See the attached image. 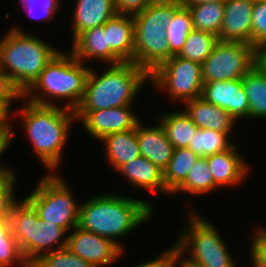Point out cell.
I'll return each mask as SVG.
<instances>
[{
  "label": "cell",
  "mask_w": 266,
  "mask_h": 267,
  "mask_svg": "<svg viewBox=\"0 0 266 267\" xmlns=\"http://www.w3.org/2000/svg\"><path fill=\"white\" fill-rule=\"evenodd\" d=\"M89 199L79 207L78 227L111 239L123 251L119 237L131 233L155 212L145 200L113 193H99Z\"/></svg>",
  "instance_id": "obj_1"
},
{
  "label": "cell",
  "mask_w": 266,
  "mask_h": 267,
  "mask_svg": "<svg viewBox=\"0 0 266 267\" xmlns=\"http://www.w3.org/2000/svg\"><path fill=\"white\" fill-rule=\"evenodd\" d=\"M89 72L90 68L84 66L71 52L60 51L22 94V100L27 99L41 106H56L50 97L62 98L67 100L64 107L75 111L83 98Z\"/></svg>",
  "instance_id": "obj_2"
},
{
  "label": "cell",
  "mask_w": 266,
  "mask_h": 267,
  "mask_svg": "<svg viewBox=\"0 0 266 267\" xmlns=\"http://www.w3.org/2000/svg\"><path fill=\"white\" fill-rule=\"evenodd\" d=\"M20 110L27 137L46 169L54 173L60 165L62 151L68 140L71 123L76 121L75 111L58 105L41 106L30 102Z\"/></svg>",
  "instance_id": "obj_3"
},
{
  "label": "cell",
  "mask_w": 266,
  "mask_h": 267,
  "mask_svg": "<svg viewBox=\"0 0 266 267\" xmlns=\"http://www.w3.org/2000/svg\"><path fill=\"white\" fill-rule=\"evenodd\" d=\"M148 79L149 74L133 62L109 65L102 75L90 69L83 98L75 111L133 106L137 93Z\"/></svg>",
  "instance_id": "obj_4"
},
{
  "label": "cell",
  "mask_w": 266,
  "mask_h": 267,
  "mask_svg": "<svg viewBox=\"0 0 266 267\" xmlns=\"http://www.w3.org/2000/svg\"><path fill=\"white\" fill-rule=\"evenodd\" d=\"M60 51L15 26L0 41V68L23 94Z\"/></svg>",
  "instance_id": "obj_5"
},
{
  "label": "cell",
  "mask_w": 266,
  "mask_h": 267,
  "mask_svg": "<svg viewBox=\"0 0 266 267\" xmlns=\"http://www.w3.org/2000/svg\"><path fill=\"white\" fill-rule=\"evenodd\" d=\"M181 5V0H155L144 11L133 15V63L149 75L170 59L166 26Z\"/></svg>",
  "instance_id": "obj_6"
},
{
  "label": "cell",
  "mask_w": 266,
  "mask_h": 267,
  "mask_svg": "<svg viewBox=\"0 0 266 267\" xmlns=\"http://www.w3.org/2000/svg\"><path fill=\"white\" fill-rule=\"evenodd\" d=\"M9 221L11 233L30 265L48 248L51 252L67 247L68 231L55 223L42 220L27 198L19 203L17 200L14 202ZM52 246L54 248L51 249Z\"/></svg>",
  "instance_id": "obj_7"
},
{
  "label": "cell",
  "mask_w": 266,
  "mask_h": 267,
  "mask_svg": "<svg viewBox=\"0 0 266 267\" xmlns=\"http://www.w3.org/2000/svg\"><path fill=\"white\" fill-rule=\"evenodd\" d=\"M188 223L172 244L184 258L199 267H236L221 234L213 224L191 211ZM187 251V252H186Z\"/></svg>",
  "instance_id": "obj_8"
},
{
  "label": "cell",
  "mask_w": 266,
  "mask_h": 267,
  "mask_svg": "<svg viewBox=\"0 0 266 267\" xmlns=\"http://www.w3.org/2000/svg\"><path fill=\"white\" fill-rule=\"evenodd\" d=\"M39 181L36 189L26 197L37 209L39 217L68 232L77 227L80 205L64 178L54 172L48 173Z\"/></svg>",
  "instance_id": "obj_9"
},
{
  "label": "cell",
  "mask_w": 266,
  "mask_h": 267,
  "mask_svg": "<svg viewBox=\"0 0 266 267\" xmlns=\"http://www.w3.org/2000/svg\"><path fill=\"white\" fill-rule=\"evenodd\" d=\"M258 62V50L248 43L219 40L201 64L202 81L242 79Z\"/></svg>",
  "instance_id": "obj_10"
},
{
  "label": "cell",
  "mask_w": 266,
  "mask_h": 267,
  "mask_svg": "<svg viewBox=\"0 0 266 267\" xmlns=\"http://www.w3.org/2000/svg\"><path fill=\"white\" fill-rule=\"evenodd\" d=\"M155 88L167 89L170 98L187 102L202 96L203 81L201 64L174 55L158 66L150 75Z\"/></svg>",
  "instance_id": "obj_11"
},
{
  "label": "cell",
  "mask_w": 266,
  "mask_h": 267,
  "mask_svg": "<svg viewBox=\"0 0 266 267\" xmlns=\"http://www.w3.org/2000/svg\"><path fill=\"white\" fill-rule=\"evenodd\" d=\"M68 249L94 267H103L120 258L124 252L111 239L78 226L68 233Z\"/></svg>",
  "instance_id": "obj_12"
},
{
  "label": "cell",
  "mask_w": 266,
  "mask_h": 267,
  "mask_svg": "<svg viewBox=\"0 0 266 267\" xmlns=\"http://www.w3.org/2000/svg\"><path fill=\"white\" fill-rule=\"evenodd\" d=\"M131 109V106H121L95 111H75V116L76 120L83 122L87 133L101 140L109 134L136 128L140 119Z\"/></svg>",
  "instance_id": "obj_13"
},
{
  "label": "cell",
  "mask_w": 266,
  "mask_h": 267,
  "mask_svg": "<svg viewBox=\"0 0 266 267\" xmlns=\"http://www.w3.org/2000/svg\"><path fill=\"white\" fill-rule=\"evenodd\" d=\"M201 98L228 111L236 120L249 118V103L242 79L204 83Z\"/></svg>",
  "instance_id": "obj_14"
},
{
  "label": "cell",
  "mask_w": 266,
  "mask_h": 267,
  "mask_svg": "<svg viewBox=\"0 0 266 267\" xmlns=\"http://www.w3.org/2000/svg\"><path fill=\"white\" fill-rule=\"evenodd\" d=\"M254 0H226L218 40L251 44Z\"/></svg>",
  "instance_id": "obj_15"
},
{
  "label": "cell",
  "mask_w": 266,
  "mask_h": 267,
  "mask_svg": "<svg viewBox=\"0 0 266 267\" xmlns=\"http://www.w3.org/2000/svg\"><path fill=\"white\" fill-rule=\"evenodd\" d=\"M104 29L109 44V64L133 62V15L117 13L104 24Z\"/></svg>",
  "instance_id": "obj_16"
},
{
  "label": "cell",
  "mask_w": 266,
  "mask_h": 267,
  "mask_svg": "<svg viewBox=\"0 0 266 267\" xmlns=\"http://www.w3.org/2000/svg\"><path fill=\"white\" fill-rule=\"evenodd\" d=\"M137 140L141 156L158 166L162 171L172 158L174 147L168 140L161 123L154 127L136 125Z\"/></svg>",
  "instance_id": "obj_17"
},
{
  "label": "cell",
  "mask_w": 266,
  "mask_h": 267,
  "mask_svg": "<svg viewBox=\"0 0 266 267\" xmlns=\"http://www.w3.org/2000/svg\"><path fill=\"white\" fill-rule=\"evenodd\" d=\"M237 145L226 151L207 156V162L214 178L215 184L221 186L239 185L248 172V163L237 153Z\"/></svg>",
  "instance_id": "obj_18"
},
{
  "label": "cell",
  "mask_w": 266,
  "mask_h": 267,
  "mask_svg": "<svg viewBox=\"0 0 266 267\" xmlns=\"http://www.w3.org/2000/svg\"><path fill=\"white\" fill-rule=\"evenodd\" d=\"M185 113L200 129L216 130L230 135L236 119L224 109L197 98L184 103Z\"/></svg>",
  "instance_id": "obj_19"
},
{
  "label": "cell",
  "mask_w": 266,
  "mask_h": 267,
  "mask_svg": "<svg viewBox=\"0 0 266 267\" xmlns=\"http://www.w3.org/2000/svg\"><path fill=\"white\" fill-rule=\"evenodd\" d=\"M73 17L74 41L88 29L104 25L117 14L114 0H76Z\"/></svg>",
  "instance_id": "obj_20"
},
{
  "label": "cell",
  "mask_w": 266,
  "mask_h": 267,
  "mask_svg": "<svg viewBox=\"0 0 266 267\" xmlns=\"http://www.w3.org/2000/svg\"><path fill=\"white\" fill-rule=\"evenodd\" d=\"M117 171L124 174L123 176L137 188L157 194H168L163 181V171L143 156L125 163Z\"/></svg>",
  "instance_id": "obj_21"
},
{
  "label": "cell",
  "mask_w": 266,
  "mask_h": 267,
  "mask_svg": "<svg viewBox=\"0 0 266 267\" xmlns=\"http://www.w3.org/2000/svg\"><path fill=\"white\" fill-rule=\"evenodd\" d=\"M71 53L82 63L97 59L109 63V44L104 25L94 27L81 33L72 44Z\"/></svg>",
  "instance_id": "obj_22"
},
{
  "label": "cell",
  "mask_w": 266,
  "mask_h": 267,
  "mask_svg": "<svg viewBox=\"0 0 266 267\" xmlns=\"http://www.w3.org/2000/svg\"><path fill=\"white\" fill-rule=\"evenodd\" d=\"M101 140L105 143L106 158L115 171L125 163L141 156L136 128L109 134Z\"/></svg>",
  "instance_id": "obj_23"
},
{
  "label": "cell",
  "mask_w": 266,
  "mask_h": 267,
  "mask_svg": "<svg viewBox=\"0 0 266 267\" xmlns=\"http://www.w3.org/2000/svg\"><path fill=\"white\" fill-rule=\"evenodd\" d=\"M248 98L249 118H266V71L258 62L242 78Z\"/></svg>",
  "instance_id": "obj_24"
},
{
  "label": "cell",
  "mask_w": 266,
  "mask_h": 267,
  "mask_svg": "<svg viewBox=\"0 0 266 267\" xmlns=\"http://www.w3.org/2000/svg\"><path fill=\"white\" fill-rule=\"evenodd\" d=\"M159 122L174 149L188 148L198 129L184 110L165 114Z\"/></svg>",
  "instance_id": "obj_25"
},
{
  "label": "cell",
  "mask_w": 266,
  "mask_h": 267,
  "mask_svg": "<svg viewBox=\"0 0 266 267\" xmlns=\"http://www.w3.org/2000/svg\"><path fill=\"white\" fill-rule=\"evenodd\" d=\"M199 156L189 148L174 149L172 158L163 170L166 192L172 194L187 178Z\"/></svg>",
  "instance_id": "obj_26"
},
{
  "label": "cell",
  "mask_w": 266,
  "mask_h": 267,
  "mask_svg": "<svg viewBox=\"0 0 266 267\" xmlns=\"http://www.w3.org/2000/svg\"><path fill=\"white\" fill-rule=\"evenodd\" d=\"M192 17L193 29L219 36L224 18V3L183 4Z\"/></svg>",
  "instance_id": "obj_27"
},
{
  "label": "cell",
  "mask_w": 266,
  "mask_h": 267,
  "mask_svg": "<svg viewBox=\"0 0 266 267\" xmlns=\"http://www.w3.org/2000/svg\"><path fill=\"white\" fill-rule=\"evenodd\" d=\"M217 188L206 157H199L186 180L172 194L183 191L193 195L207 194Z\"/></svg>",
  "instance_id": "obj_28"
},
{
  "label": "cell",
  "mask_w": 266,
  "mask_h": 267,
  "mask_svg": "<svg viewBox=\"0 0 266 267\" xmlns=\"http://www.w3.org/2000/svg\"><path fill=\"white\" fill-rule=\"evenodd\" d=\"M193 30L192 17L189 9L183 4L174 12L166 26V39L170 44V58L178 55L186 38Z\"/></svg>",
  "instance_id": "obj_29"
},
{
  "label": "cell",
  "mask_w": 266,
  "mask_h": 267,
  "mask_svg": "<svg viewBox=\"0 0 266 267\" xmlns=\"http://www.w3.org/2000/svg\"><path fill=\"white\" fill-rule=\"evenodd\" d=\"M228 137L227 133L198 128L188 148L199 157H207L231 148L234 144Z\"/></svg>",
  "instance_id": "obj_30"
},
{
  "label": "cell",
  "mask_w": 266,
  "mask_h": 267,
  "mask_svg": "<svg viewBox=\"0 0 266 267\" xmlns=\"http://www.w3.org/2000/svg\"><path fill=\"white\" fill-rule=\"evenodd\" d=\"M218 41V36L215 34L193 29L178 56L202 64Z\"/></svg>",
  "instance_id": "obj_31"
},
{
  "label": "cell",
  "mask_w": 266,
  "mask_h": 267,
  "mask_svg": "<svg viewBox=\"0 0 266 267\" xmlns=\"http://www.w3.org/2000/svg\"><path fill=\"white\" fill-rule=\"evenodd\" d=\"M31 267H94L72 253L68 247L47 251L31 264Z\"/></svg>",
  "instance_id": "obj_32"
},
{
  "label": "cell",
  "mask_w": 266,
  "mask_h": 267,
  "mask_svg": "<svg viewBox=\"0 0 266 267\" xmlns=\"http://www.w3.org/2000/svg\"><path fill=\"white\" fill-rule=\"evenodd\" d=\"M251 20V45L258 50L266 46V0H254Z\"/></svg>",
  "instance_id": "obj_33"
},
{
  "label": "cell",
  "mask_w": 266,
  "mask_h": 267,
  "mask_svg": "<svg viewBox=\"0 0 266 267\" xmlns=\"http://www.w3.org/2000/svg\"><path fill=\"white\" fill-rule=\"evenodd\" d=\"M14 263L22 267H31L15 237H3V240H0V267H11Z\"/></svg>",
  "instance_id": "obj_34"
},
{
  "label": "cell",
  "mask_w": 266,
  "mask_h": 267,
  "mask_svg": "<svg viewBox=\"0 0 266 267\" xmlns=\"http://www.w3.org/2000/svg\"><path fill=\"white\" fill-rule=\"evenodd\" d=\"M16 175L0 178V219H9L15 199Z\"/></svg>",
  "instance_id": "obj_35"
},
{
  "label": "cell",
  "mask_w": 266,
  "mask_h": 267,
  "mask_svg": "<svg viewBox=\"0 0 266 267\" xmlns=\"http://www.w3.org/2000/svg\"><path fill=\"white\" fill-rule=\"evenodd\" d=\"M59 1L60 0H42V1L41 0L40 1L39 0H21L20 2L22 3L21 5L25 9V12H27L29 16H32L35 19L45 18L46 20L48 19L50 21L53 19L56 11H58V8L60 6ZM35 7L40 9L39 12L34 11Z\"/></svg>",
  "instance_id": "obj_36"
},
{
  "label": "cell",
  "mask_w": 266,
  "mask_h": 267,
  "mask_svg": "<svg viewBox=\"0 0 266 267\" xmlns=\"http://www.w3.org/2000/svg\"><path fill=\"white\" fill-rule=\"evenodd\" d=\"M253 267H266V228H258L251 242Z\"/></svg>",
  "instance_id": "obj_37"
},
{
  "label": "cell",
  "mask_w": 266,
  "mask_h": 267,
  "mask_svg": "<svg viewBox=\"0 0 266 267\" xmlns=\"http://www.w3.org/2000/svg\"><path fill=\"white\" fill-rule=\"evenodd\" d=\"M155 0H114L119 14L134 15L144 11Z\"/></svg>",
  "instance_id": "obj_38"
},
{
  "label": "cell",
  "mask_w": 266,
  "mask_h": 267,
  "mask_svg": "<svg viewBox=\"0 0 266 267\" xmlns=\"http://www.w3.org/2000/svg\"><path fill=\"white\" fill-rule=\"evenodd\" d=\"M22 99L21 92L12 84L7 74L0 68V101Z\"/></svg>",
  "instance_id": "obj_39"
},
{
  "label": "cell",
  "mask_w": 266,
  "mask_h": 267,
  "mask_svg": "<svg viewBox=\"0 0 266 267\" xmlns=\"http://www.w3.org/2000/svg\"><path fill=\"white\" fill-rule=\"evenodd\" d=\"M135 267H175V247L172 245L161 256L151 261H145Z\"/></svg>",
  "instance_id": "obj_40"
},
{
  "label": "cell",
  "mask_w": 266,
  "mask_h": 267,
  "mask_svg": "<svg viewBox=\"0 0 266 267\" xmlns=\"http://www.w3.org/2000/svg\"><path fill=\"white\" fill-rule=\"evenodd\" d=\"M14 101H0V134L13 135L12 125L10 126V108ZM9 121V122H8Z\"/></svg>",
  "instance_id": "obj_41"
},
{
  "label": "cell",
  "mask_w": 266,
  "mask_h": 267,
  "mask_svg": "<svg viewBox=\"0 0 266 267\" xmlns=\"http://www.w3.org/2000/svg\"><path fill=\"white\" fill-rule=\"evenodd\" d=\"M13 135H5V134H0V155L8 149L11 140H12ZM14 171L12 169L7 168V166H4L3 164H0V178H4L7 176L13 175Z\"/></svg>",
  "instance_id": "obj_42"
},
{
  "label": "cell",
  "mask_w": 266,
  "mask_h": 267,
  "mask_svg": "<svg viewBox=\"0 0 266 267\" xmlns=\"http://www.w3.org/2000/svg\"><path fill=\"white\" fill-rule=\"evenodd\" d=\"M3 237H14L10 230L9 219H0V240H3Z\"/></svg>",
  "instance_id": "obj_43"
},
{
  "label": "cell",
  "mask_w": 266,
  "mask_h": 267,
  "mask_svg": "<svg viewBox=\"0 0 266 267\" xmlns=\"http://www.w3.org/2000/svg\"><path fill=\"white\" fill-rule=\"evenodd\" d=\"M178 264L180 265V267H199L197 265L190 263L186 259H183L182 255L179 254L175 248V266L177 267Z\"/></svg>",
  "instance_id": "obj_44"
},
{
  "label": "cell",
  "mask_w": 266,
  "mask_h": 267,
  "mask_svg": "<svg viewBox=\"0 0 266 267\" xmlns=\"http://www.w3.org/2000/svg\"><path fill=\"white\" fill-rule=\"evenodd\" d=\"M258 64L266 71V46L258 49Z\"/></svg>",
  "instance_id": "obj_45"
},
{
  "label": "cell",
  "mask_w": 266,
  "mask_h": 267,
  "mask_svg": "<svg viewBox=\"0 0 266 267\" xmlns=\"http://www.w3.org/2000/svg\"><path fill=\"white\" fill-rule=\"evenodd\" d=\"M226 0H181L182 4L224 3Z\"/></svg>",
  "instance_id": "obj_46"
}]
</instances>
